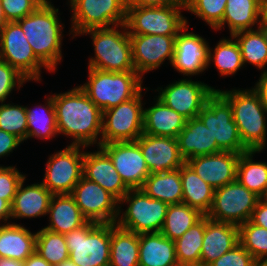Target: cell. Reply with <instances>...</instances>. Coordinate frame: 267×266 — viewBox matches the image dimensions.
Returning a JSON list of instances; mask_svg holds the SVG:
<instances>
[{"instance_id": "cell-1", "label": "cell", "mask_w": 267, "mask_h": 266, "mask_svg": "<svg viewBox=\"0 0 267 266\" xmlns=\"http://www.w3.org/2000/svg\"><path fill=\"white\" fill-rule=\"evenodd\" d=\"M52 97L58 134L70 136L73 140L70 145L100 146L101 138L98 137L102 132V111L80 86Z\"/></svg>"}, {"instance_id": "cell-2", "label": "cell", "mask_w": 267, "mask_h": 266, "mask_svg": "<svg viewBox=\"0 0 267 266\" xmlns=\"http://www.w3.org/2000/svg\"><path fill=\"white\" fill-rule=\"evenodd\" d=\"M59 9L45 0L31 14L17 21L35 56L55 72L62 60V36L64 26L59 18Z\"/></svg>"}, {"instance_id": "cell-3", "label": "cell", "mask_w": 267, "mask_h": 266, "mask_svg": "<svg viewBox=\"0 0 267 266\" xmlns=\"http://www.w3.org/2000/svg\"><path fill=\"white\" fill-rule=\"evenodd\" d=\"M216 91L230 104L243 144L249 150H263L267 144V111L251 89Z\"/></svg>"}, {"instance_id": "cell-4", "label": "cell", "mask_w": 267, "mask_h": 266, "mask_svg": "<svg viewBox=\"0 0 267 266\" xmlns=\"http://www.w3.org/2000/svg\"><path fill=\"white\" fill-rule=\"evenodd\" d=\"M85 34L91 35L94 46V57L89 59L88 68L110 72L135 71L126 24L110 28H92L80 35Z\"/></svg>"}, {"instance_id": "cell-5", "label": "cell", "mask_w": 267, "mask_h": 266, "mask_svg": "<svg viewBox=\"0 0 267 266\" xmlns=\"http://www.w3.org/2000/svg\"><path fill=\"white\" fill-rule=\"evenodd\" d=\"M88 82L80 88L103 112L135 97L141 90L142 77L136 71L110 72L88 68Z\"/></svg>"}, {"instance_id": "cell-6", "label": "cell", "mask_w": 267, "mask_h": 266, "mask_svg": "<svg viewBox=\"0 0 267 266\" xmlns=\"http://www.w3.org/2000/svg\"><path fill=\"white\" fill-rule=\"evenodd\" d=\"M64 237L69 258L77 266H109L111 224L87 221Z\"/></svg>"}, {"instance_id": "cell-7", "label": "cell", "mask_w": 267, "mask_h": 266, "mask_svg": "<svg viewBox=\"0 0 267 266\" xmlns=\"http://www.w3.org/2000/svg\"><path fill=\"white\" fill-rule=\"evenodd\" d=\"M124 202L129 203L125 212L121 211ZM167 208V203L152 199L142 189H130L119 201L116 224L136 234L160 232Z\"/></svg>"}, {"instance_id": "cell-8", "label": "cell", "mask_w": 267, "mask_h": 266, "mask_svg": "<svg viewBox=\"0 0 267 266\" xmlns=\"http://www.w3.org/2000/svg\"><path fill=\"white\" fill-rule=\"evenodd\" d=\"M185 4L163 7L127 6L126 26L129 35H178L188 20L181 14Z\"/></svg>"}, {"instance_id": "cell-9", "label": "cell", "mask_w": 267, "mask_h": 266, "mask_svg": "<svg viewBox=\"0 0 267 266\" xmlns=\"http://www.w3.org/2000/svg\"><path fill=\"white\" fill-rule=\"evenodd\" d=\"M72 38L92 28H110L126 23L127 4L123 0H73Z\"/></svg>"}, {"instance_id": "cell-10", "label": "cell", "mask_w": 267, "mask_h": 266, "mask_svg": "<svg viewBox=\"0 0 267 266\" xmlns=\"http://www.w3.org/2000/svg\"><path fill=\"white\" fill-rule=\"evenodd\" d=\"M142 90L128 101L102 112L101 145L136 141L143 134Z\"/></svg>"}, {"instance_id": "cell-11", "label": "cell", "mask_w": 267, "mask_h": 266, "mask_svg": "<svg viewBox=\"0 0 267 266\" xmlns=\"http://www.w3.org/2000/svg\"><path fill=\"white\" fill-rule=\"evenodd\" d=\"M197 117L210 129L221 151L240 154L249 151L241 140L230 104L217 91L207 99Z\"/></svg>"}, {"instance_id": "cell-12", "label": "cell", "mask_w": 267, "mask_h": 266, "mask_svg": "<svg viewBox=\"0 0 267 266\" xmlns=\"http://www.w3.org/2000/svg\"><path fill=\"white\" fill-rule=\"evenodd\" d=\"M259 199L236 179L215 189L212 206L206 216L217 222L240 226L250 220Z\"/></svg>"}, {"instance_id": "cell-13", "label": "cell", "mask_w": 267, "mask_h": 266, "mask_svg": "<svg viewBox=\"0 0 267 266\" xmlns=\"http://www.w3.org/2000/svg\"><path fill=\"white\" fill-rule=\"evenodd\" d=\"M0 60L14 67L28 81H41L42 67L51 72L35 56L17 22H8L0 32Z\"/></svg>"}, {"instance_id": "cell-14", "label": "cell", "mask_w": 267, "mask_h": 266, "mask_svg": "<svg viewBox=\"0 0 267 266\" xmlns=\"http://www.w3.org/2000/svg\"><path fill=\"white\" fill-rule=\"evenodd\" d=\"M84 148L69 145L48 158L42 184L53 195L70 194L83 176Z\"/></svg>"}, {"instance_id": "cell-15", "label": "cell", "mask_w": 267, "mask_h": 266, "mask_svg": "<svg viewBox=\"0 0 267 266\" xmlns=\"http://www.w3.org/2000/svg\"><path fill=\"white\" fill-rule=\"evenodd\" d=\"M70 195L88 221L102 224L116 223L119 201L96 182L82 176Z\"/></svg>"}, {"instance_id": "cell-16", "label": "cell", "mask_w": 267, "mask_h": 266, "mask_svg": "<svg viewBox=\"0 0 267 266\" xmlns=\"http://www.w3.org/2000/svg\"><path fill=\"white\" fill-rule=\"evenodd\" d=\"M156 90L159 92L156 97L186 120L196 118L207 99L216 91L214 87L190 78L175 81L164 89L159 87Z\"/></svg>"}, {"instance_id": "cell-17", "label": "cell", "mask_w": 267, "mask_h": 266, "mask_svg": "<svg viewBox=\"0 0 267 266\" xmlns=\"http://www.w3.org/2000/svg\"><path fill=\"white\" fill-rule=\"evenodd\" d=\"M108 154L129 189H141L150 171L135 141L111 142L100 145Z\"/></svg>"}, {"instance_id": "cell-18", "label": "cell", "mask_w": 267, "mask_h": 266, "mask_svg": "<svg viewBox=\"0 0 267 266\" xmlns=\"http://www.w3.org/2000/svg\"><path fill=\"white\" fill-rule=\"evenodd\" d=\"M132 45V60L135 71L143 77L149 71L163 65L168 58L170 65L174 58L177 35H129Z\"/></svg>"}, {"instance_id": "cell-19", "label": "cell", "mask_w": 267, "mask_h": 266, "mask_svg": "<svg viewBox=\"0 0 267 266\" xmlns=\"http://www.w3.org/2000/svg\"><path fill=\"white\" fill-rule=\"evenodd\" d=\"M187 25L175 38L172 67L183 76H194L208 67L209 44L202 36L187 32Z\"/></svg>"}, {"instance_id": "cell-20", "label": "cell", "mask_w": 267, "mask_h": 266, "mask_svg": "<svg viewBox=\"0 0 267 266\" xmlns=\"http://www.w3.org/2000/svg\"><path fill=\"white\" fill-rule=\"evenodd\" d=\"M135 142L140 147L150 174L177 170L186 162L180 154L177 138L143 133Z\"/></svg>"}, {"instance_id": "cell-21", "label": "cell", "mask_w": 267, "mask_h": 266, "mask_svg": "<svg viewBox=\"0 0 267 266\" xmlns=\"http://www.w3.org/2000/svg\"><path fill=\"white\" fill-rule=\"evenodd\" d=\"M240 153L221 151L186 160L194 172L212 188L218 189L236 180Z\"/></svg>"}, {"instance_id": "cell-22", "label": "cell", "mask_w": 267, "mask_h": 266, "mask_svg": "<svg viewBox=\"0 0 267 266\" xmlns=\"http://www.w3.org/2000/svg\"><path fill=\"white\" fill-rule=\"evenodd\" d=\"M97 148L95 152L84 151L83 176L120 201L130 189L122 181L108 154L100 146Z\"/></svg>"}, {"instance_id": "cell-23", "label": "cell", "mask_w": 267, "mask_h": 266, "mask_svg": "<svg viewBox=\"0 0 267 266\" xmlns=\"http://www.w3.org/2000/svg\"><path fill=\"white\" fill-rule=\"evenodd\" d=\"M239 243V226L205 216L200 266H208Z\"/></svg>"}, {"instance_id": "cell-24", "label": "cell", "mask_w": 267, "mask_h": 266, "mask_svg": "<svg viewBox=\"0 0 267 266\" xmlns=\"http://www.w3.org/2000/svg\"><path fill=\"white\" fill-rule=\"evenodd\" d=\"M26 177L21 181L11 204V219L37 218L47 216L53 194L42 184L34 183L24 187Z\"/></svg>"}, {"instance_id": "cell-25", "label": "cell", "mask_w": 267, "mask_h": 266, "mask_svg": "<svg viewBox=\"0 0 267 266\" xmlns=\"http://www.w3.org/2000/svg\"><path fill=\"white\" fill-rule=\"evenodd\" d=\"M178 147L184 160L221 152L212 133L198 118L186 121L185 127L178 134Z\"/></svg>"}, {"instance_id": "cell-26", "label": "cell", "mask_w": 267, "mask_h": 266, "mask_svg": "<svg viewBox=\"0 0 267 266\" xmlns=\"http://www.w3.org/2000/svg\"><path fill=\"white\" fill-rule=\"evenodd\" d=\"M154 100V106L144 109L143 133L177 138L187 120L158 98Z\"/></svg>"}, {"instance_id": "cell-27", "label": "cell", "mask_w": 267, "mask_h": 266, "mask_svg": "<svg viewBox=\"0 0 267 266\" xmlns=\"http://www.w3.org/2000/svg\"><path fill=\"white\" fill-rule=\"evenodd\" d=\"M36 233L17 223L0 224V258L25 261L35 252Z\"/></svg>"}, {"instance_id": "cell-28", "label": "cell", "mask_w": 267, "mask_h": 266, "mask_svg": "<svg viewBox=\"0 0 267 266\" xmlns=\"http://www.w3.org/2000/svg\"><path fill=\"white\" fill-rule=\"evenodd\" d=\"M139 266H179L175 242L161 232L139 234Z\"/></svg>"}, {"instance_id": "cell-29", "label": "cell", "mask_w": 267, "mask_h": 266, "mask_svg": "<svg viewBox=\"0 0 267 266\" xmlns=\"http://www.w3.org/2000/svg\"><path fill=\"white\" fill-rule=\"evenodd\" d=\"M47 215L50 223L44 228L60 234L75 230L88 221L70 194L53 195Z\"/></svg>"}, {"instance_id": "cell-30", "label": "cell", "mask_w": 267, "mask_h": 266, "mask_svg": "<svg viewBox=\"0 0 267 266\" xmlns=\"http://www.w3.org/2000/svg\"><path fill=\"white\" fill-rule=\"evenodd\" d=\"M262 0H227L224 17L215 29L221 30L228 24L230 36L240 31L254 30L261 20Z\"/></svg>"}, {"instance_id": "cell-31", "label": "cell", "mask_w": 267, "mask_h": 266, "mask_svg": "<svg viewBox=\"0 0 267 266\" xmlns=\"http://www.w3.org/2000/svg\"><path fill=\"white\" fill-rule=\"evenodd\" d=\"M180 176L183 189L182 203L206 216L212 206L215 189L202 180L186 162L180 167Z\"/></svg>"}, {"instance_id": "cell-32", "label": "cell", "mask_w": 267, "mask_h": 266, "mask_svg": "<svg viewBox=\"0 0 267 266\" xmlns=\"http://www.w3.org/2000/svg\"><path fill=\"white\" fill-rule=\"evenodd\" d=\"M109 266H139V234L111 223Z\"/></svg>"}, {"instance_id": "cell-33", "label": "cell", "mask_w": 267, "mask_h": 266, "mask_svg": "<svg viewBox=\"0 0 267 266\" xmlns=\"http://www.w3.org/2000/svg\"><path fill=\"white\" fill-rule=\"evenodd\" d=\"M152 199L171 204L182 203L183 189L180 168L159 174H150L142 188Z\"/></svg>"}, {"instance_id": "cell-34", "label": "cell", "mask_w": 267, "mask_h": 266, "mask_svg": "<svg viewBox=\"0 0 267 266\" xmlns=\"http://www.w3.org/2000/svg\"><path fill=\"white\" fill-rule=\"evenodd\" d=\"M46 100L45 106H41L40 104L37 105L35 109L25 106L27 115V139L35 137L49 140L58 135L56 112L52 95L47 97Z\"/></svg>"}, {"instance_id": "cell-35", "label": "cell", "mask_w": 267, "mask_h": 266, "mask_svg": "<svg viewBox=\"0 0 267 266\" xmlns=\"http://www.w3.org/2000/svg\"><path fill=\"white\" fill-rule=\"evenodd\" d=\"M259 152L261 150L241 153L237 164L236 179L248 190L261 197L267 189V163L253 160V155Z\"/></svg>"}, {"instance_id": "cell-36", "label": "cell", "mask_w": 267, "mask_h": 266, "mask_svg": "<svg viewBox=\"0 0 267 266\" xmlns=\"http://www.w3.org/2000/svg\"><path fill=\"white\" fill-rule=\"evenodd\" d=\"M205 215L185 203L168 205L161 233L175 241Z\"/></svg>"}, {"instance_id": "cell-37", "label": "cell", "mask_w": 267, "mask_h": 266, "mask_svg": "<svg viewBox=\"0 0 267 266\" xmlns=\"http://www.w3.org/2000/svg\"><path fill=\"white\" fill-rule=\"evenodd\" d=\"M204 231L205 216L174 241L179 266H200Z\"/></svg>"}, {"instance_id": "cell-38", "label": "cell", "mask_w": 267, "mask_h": 266, "mask_svg": "<svg viewBox=\"0 0 267 266\" xmlns=\"http://www.w3.org/2000/svg\"><path fill=\"white\" fill-rule=\"evenodd\" d=\"M239 45L243 65L256 66L258 70H267V44L258 28L240 31L232 35Z\"/></svg>"}, {"instance_id": "cell-39", "label": "cell", "mask_w": 267, "mask_h": 266, "mask_svg": "<svg viewBox=\"0 0 267 266\" xmlns=\"http://www.w3.org/2000/svg\"><path fill=\"white\" fill-rule=\"evenodd\" d=\"M230 38H223L218 41L215 48H213L214 50L209 47V63L207 67H209L212 61L220 75L224 77L234 75L244 66L239 45L232 36Z\"/></svg>"}, {"instance_id": "cell-40", "label": "cell", "mask_w": 267, "mask_h": 266, "mask_svg": "<svg viewBox=\"0 0 267 266\" xmlns=\"http://www.w3.org/2000/svg\"><path fill=\"white\" fill-rule=\"evenodd\" d=\"M35 251L52 266L69 258L64 234L55 233L45 228L36 232Z\"/></svg>"}, {"instance_id": "cell-41", "label": "cell", "mask_w": 267, "mask_h": 266, "mask_svg": "<svg viewBox=\"0 0 267 266\" xmlns=\"http://www.w3.org/2000/svg\"><path fill=\"white\" fill-rule=\"evenodd\" d=\"M239 243L256 261L267 262V229L247 221L239 226Z\"/></svg>"}, {"instance_id": "cell-42", "label": "cell", "mask_w": 267, "mask_h": 266, "mask_svg": "<svg viewBox=\"0 0 267 266\" xmlns=\"http://www.w3.org/2000/svg\"><path fill=\"white\" fill-rule=\"evenodd\" d=\"M0 129L15 135L23 142L27 140L26 108L13 103L0 104Z\"/></svg>"}, {"instance_id": "cell-43", "label": "cell", "mask_w": 267, "mask_h": 266, "mask_svg": "<svg viewBox=\"0 0 267 266\" xmlns=\"http://www.w3.org/2000/svg\"><path fill=\"white\" fill-rule=\"evenodd\" d=\"M227 0H188L187 11L205 21L213 30L222 22Z\"/></svg>"}, {"instance_id": "cell-44", "label": "cell", "mask_w": 267, "mask_h": 266, "mask_svg": "<svg viewBox=\"0 0 267 266\" xmlns=\"http://www.w3.org/2000/svg\"><path fill=\"white\" fill-rule=\"evenodd\" d=\"M27 81L14 67L0 60V103H5L14 88L20 89Z\"/></svg>"}, {"instance_id": "cell-45", "label": "cell", "mask_w": 267, "mask_h": 266, "mask_svg": "<svg viewBox=\"0 0 267 266\" xmlns=\"http://www.w3.org/2000/svg\"><path fill=\"white\" fill-rule=\"evenodd\" d=\"M25 177L15 166L0 165V196L12 204L19 184Z\"/></svg>"}, {"instance_id": "cell-46", "label": "cell", "mask_w": 267, "mask_h": 266, "mask_svg": "<svg viewBox=\"0 0 267 266\" xmlns=\"http://www.w3.org/2000/svg\"><path fill=\"white\" fill-rule=\"evenodd\" d=\"M45 0H1L3 12L8 22H17L31 14Z\"/></svg>"}, {"instance_id": "cell-47", "label": "cell", "mask_w": 267, "mask_h": 266, "mask_svg": "<svg viewBox=\"0 0 267 266\" xmlns=\"http://www.w3.org/2000/svg\"><path fill=\"white\" fill-rule=\"evenodd\" d=\"M255 263V258L238 243L208 266H253Z\"/></svg>"}, {"instance_id": "cell-48", "label": "cell", "mask_w": 267, "mask_h": 266, "mask_svg": "<svg viewBox=\"0 0 267 266\" xmlns=\"http://www.w3.org/2000/svg\"><path fill=\"white\" fill-rule=\"evenodd\" d=\"M22 142L17 136L0 129V158L8 156Z\"/></svg>"}, {"instance_id": "cell-49", "label": "cell", "mask_w": 267, "mask_h": 266, "mask_svg": "<svg viewBox=\"0 0 267 266\" xmlns=\"http://www.w3.org/2000/svg\"><path fill=\"white\" fill-rule=\"evenodd\" d=\"M249 221L267 229V204L261 199L258 200Z\"/></svg>"}, {"instance_id": "cell-50", "label": "cell", "mask_w": 267, "mask_h": 266, "mask_svg": "<svg viewBox=\"0 0 267 266\" xmlns=\"http://www.w3.org/2000/svg\"><path fill=\"white\" fill-rule=\"evenodd\" d=\"M172 4H185L182 0H133L127 6L163 7Z\"/></svg>"}, {"instance_id": "cell-51", "label": "cell", "mask_w": 267, "mask_h": 266, "mask_svg": "<svg viewBox=\"0 0 267 266\" xmlns=\"http://www.w3.org/2000/svg\"><path fill=\"white\" fill-rule=\"evenodd\" d=\"M256 85L252 89L259 95L260 101L267 111V70L261 73Z\"/></svg>"}, {"instance_id": "cell-52", "label": "cell", "mask_w": 267, "mask_h": 266, "mask_svg": "<svg viewBox=\"0 0 267 266\" xmlns=\"http://www.w3.org/2000/svg\"><path fill=\"white\" fill-rule=\"evenodd\" d=\"M11 220V204L4 199V196H0V221L7 222Z\"/></svg>"}, {"instance_id": "cell-53", "label": "cell", "mask_w": 267, "mask_h": 266, "mask_svg": "<svg viewBox=\"0 0 267 266\" xmlns=\"http://www.w3.org/2000/svg\"><path fill=\"white\" fill-rule=\"evenodd\" d=\"M24 266H52L44 258H42L36 251L30 255L25 261Z\"/></svg>"}, {"instance_id": "cell-54", "label": "cell", "mask_w": 267, "mask_h": 266, "mask_svg": "<svg viewBox=\"0 0 267 266\" xmlns=\"http://www.w3.org/2000/svg\"><path fill=\"white\" fill-rule=\"evenodd\" d=\"M0 266H24V262L9 258H0Z\"/></svg>"}, {"instance_id": "cell-55", "label": "cell", "mask_w": 267, "mask_h": 266, "mask_svg": "<svg viewBox=\"0 0 267 266\" xmlns=\"http://www.w3.org/2000/svg\"><path fill=\"white\" fill-rule=\"evenodd\" d=\"M257 28L262 33L264 41L267 44V22L261 19Z\"/></svg>"}, {"instance_id": "cell-56", "label": "cell", "mask_w": 267, "mask_h": 266, "mask_svg": "<svg viewBox=\"0 0 267 266\" xmlns=\"http://www.w3.org/2000/svg\"><path fill=\"white\" fill-rule=\"evenodd\" d=\"M7 23H8V21L5 18V15H4V12H3V8H2V3H1V0H0V32L6 26Z\"/></svg>"}, {"instance_id": "cell-57", "label": "cell", "mask_w": 267, "mask_h": 266, "mask_svg": "<svg viewBox=\"0 0 267 266\" xmlns=\"http://www.w3.org/2000/svg\"><path fill=\"white\" fill-rule=\"evenodd\" d=\"M261 19L267 22V0H262Z\"/></svg>"}, {"instance_id": "cell-58", "label": "cell", "mask_w": 267, "mask_h": 266, "mask_svg": "<svg viewBox=\"0 0 267 266\" xmlns=\"http://www.w3.org/2000/svg\"><path fill=\"white\" fill-rule=\"evenodd\" d=\"M55 266H77V265L74 264L70 258H68V259L62 261L60 264H57Z\"/></svg>"}, {"instance_id": "cell-59", "label": "cell", "mask_w": 267, "mask_h": 266, "mask_svg": "<svg viewBox=\"0 0 267 266\" xmlns=\"http://www.w3.org/2000/svg\"><path fill=\"white\" fill-rule=\"evenodd\" d=\"M260 199L267 204V189L265 190L264 194L260 197Z\"/></svg>"}, {"instance_id": "cell-60", "label": "cell", "mask_w": 267, "mask_h": 266, "mask_svg": "<svg viewBox=\"0 0 267 266\" xmlns=\"http://www.w3.org/2000/svg\"><path fill=\"white\" fill-rule=\"evenodd\" d=\"M253 266H267V262L256 261Z\"/></svg>"}, {"instance_id": "cell-61", "label": "cell", "mask_w": 267, "mask_h": 266, "mask_svg": "<svg viewBox=\"0 0 267 266\" xmlns=\"http://www.w3.org/2000/svg\"><path fill=\"white\" fill-rule=\"evenodd\" d=\"M127 5L130 4L133 0H123Z\"/></svg>"}]
</instances>
